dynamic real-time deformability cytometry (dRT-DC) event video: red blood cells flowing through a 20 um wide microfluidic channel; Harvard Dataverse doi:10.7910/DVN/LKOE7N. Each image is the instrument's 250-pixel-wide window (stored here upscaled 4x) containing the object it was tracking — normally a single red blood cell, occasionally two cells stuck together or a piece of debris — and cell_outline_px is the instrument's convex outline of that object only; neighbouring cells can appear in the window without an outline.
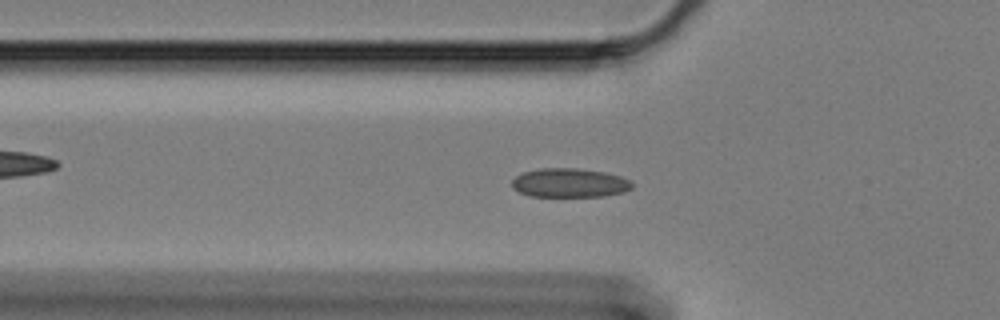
{"species": "Egyptian fruit bat (a non-hibernating species)", "species_latin": "Rousettus aegyptiacus", "temperature_condition": "cold", "stored_images_in_passage": 42, "camera_frame_rate_fps": 3000, "um_per_image_px": 0.085, "animal": {"sex": "female"}, "frame": {"image": 1, "passage_image": 3, "time_ms": 0.667, "image_size_px": [1000, 320], "cell_outline_px": [[632, 188], [624, 192], [604, 196], [532, 196], [520, 192], [512, 188], [512, 180], [516, 176], [524, 172], [540, 168], [576, 168], [604, 172], [620, 176], [628, 180], [632, 184]], "centroid_in_image_um": [48.4, 15.54], "position_along_channel_um": 77.4, "area_um2": 20.17}}
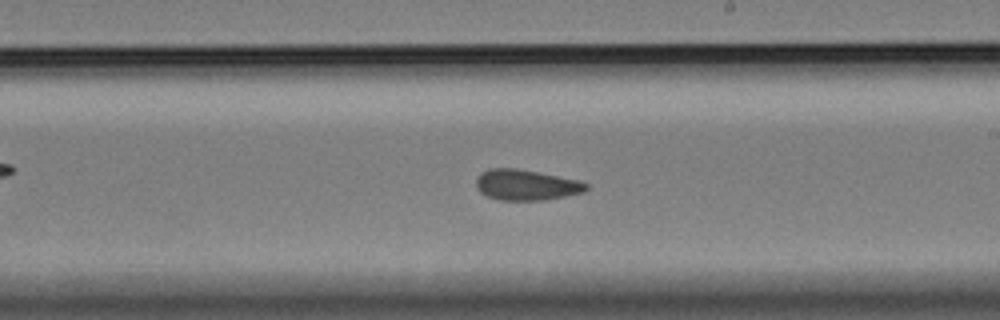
{"frame": {"image": 2, "passage_image": 18, "time_ms": 5.667, "image_size_px": [1000, 320], "cell_outline_px": [[588, 188], [584, 192], [544, 200], [500, 200], [488, 196], [480, 192], [476, 188], [476, 176], [480, 172], [488, 168], [516, 168], [576, 180], [588, 184]], "centroid_in_image_um": [44.66, 15.72], "position_along_channel_um": 244.3, "area_um2": 19.54}}
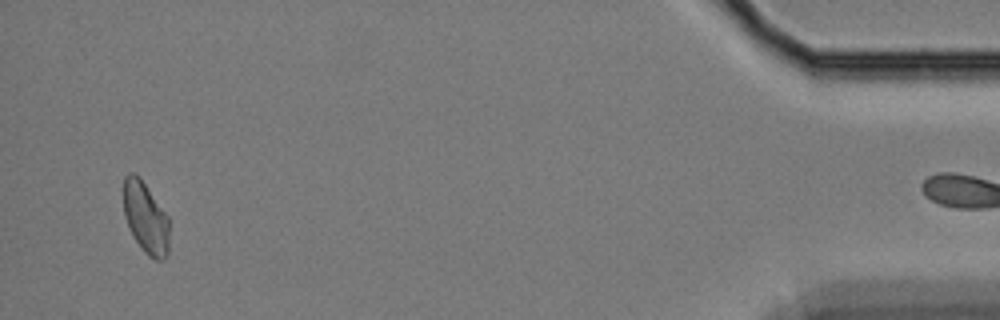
{"frame": {"image": 3, "passage_image": 41, "time_ms": 13.333, "image_size_px": [1000, 320], "cell_outline_px": [[168, 256], [164, 260], [156, 260], [148, 256], [144, 252], [128, 228], [124, 216], [124, 176], [128, 172], [132, 172], [140, 176], [168, 216]], "centroid_in_image_um": [12.37, 18.5], "position_along_channel_um": 422.8, "area_um2": 19.19}}